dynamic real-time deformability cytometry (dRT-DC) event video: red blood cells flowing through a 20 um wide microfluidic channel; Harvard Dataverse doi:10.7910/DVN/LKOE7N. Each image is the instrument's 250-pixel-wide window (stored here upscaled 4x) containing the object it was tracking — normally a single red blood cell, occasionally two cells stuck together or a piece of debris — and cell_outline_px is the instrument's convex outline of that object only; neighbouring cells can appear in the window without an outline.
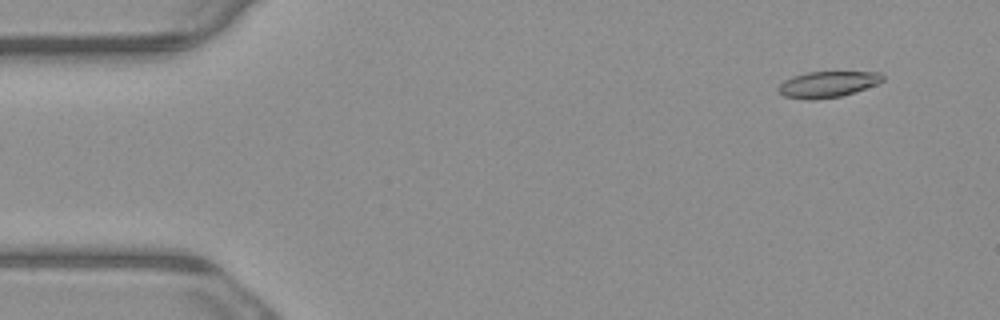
{"species": "common noctule bat (a hibernating species)", "species_latin": "Nyctalus noctula", "temperature_condition": "warm", "stored_images_in_passage": 5, "camera_frame_rate_fps": 3000, "um_per_image_px": 0.085, "animal": {"sex": "male", "body_mass_g": 23.1, "forearm_length_mm": 52.7}, "frame": {"image": 1, "passage_image": 2, "time_ms": 0.333, "image_size_px": [1000, 320], "cell_outline_px": [[884, 80], [876, 84], [840, 96], [816, 100], [804, 100], [784, 96], [776, 88], [784, 80], [792, 76], [808, 72], [880, 72], [884, 76]], "centroid_in_image_um": [70.3, 7.17], "position_along_channel_um": 14.7, "area_um2": 15.78}}